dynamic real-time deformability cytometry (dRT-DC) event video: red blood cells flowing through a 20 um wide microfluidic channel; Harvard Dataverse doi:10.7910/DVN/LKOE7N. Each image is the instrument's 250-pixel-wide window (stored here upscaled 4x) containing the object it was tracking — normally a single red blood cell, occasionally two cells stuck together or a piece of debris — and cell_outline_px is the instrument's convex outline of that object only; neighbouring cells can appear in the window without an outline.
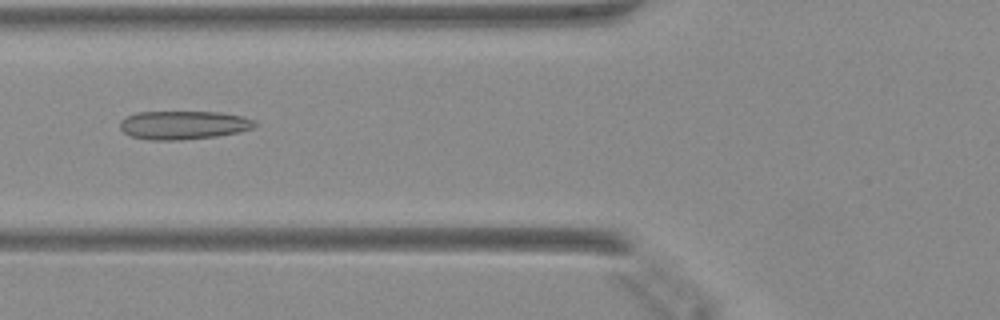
{"species": "Egyptian fruit bat (a non-hibernating species)", "species_latin": "Rousettus aegyptiacus", "temperature_condition": "warm", "stored_images_in_passage": 36, "camera_frame_rate_fps": 3000, "um_per_image_px": 0.085, "animal": {"sex": "female"}, "frame": {"image": 1, "passage_image": 7, "time_ms": 2.0, "image_size_px": [1000, 320], "cell_outline_px": [[260, 124], [252, 128], [240, 132], [216, 136], [180, 140], [148, 140], [132, 136], [124, 132], [120, 128], [120, 120], [136, 112], [220, 112], [244, 116], [256, 120]], "centroid_in_image_um": [15.64, 10.62], "position_along_channel_um": 110.2, "area_um2": 22.6}}
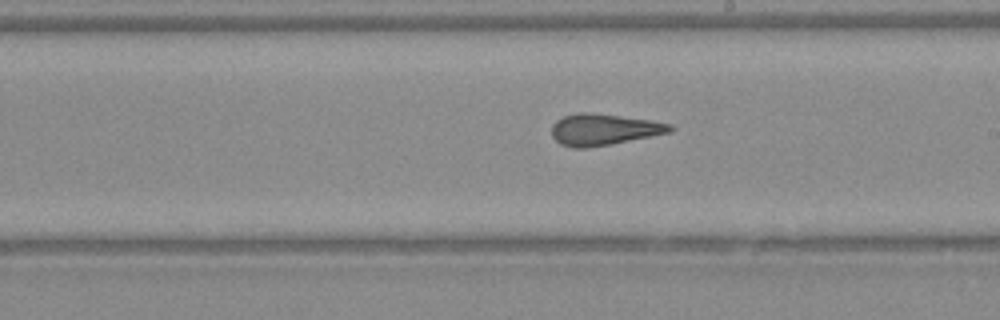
{"frame": {"image": 2, "passage_image": 16, "time_ms": 5.0, "image_size_px": [1000, 320], "cell_outline_px": [[676, 128], [672, 132], [608, 144], [584, 148], [572, 148], [560, 144], [552, 136], [552, 124], [556, 120], [564, 116], [580, 112], [592, 112], [652, 120], [672, 124]], "centroid_in_image_um": [51.33, 10.99], "position_along_channel_um": 237.7, "area_um2": 21.68}}
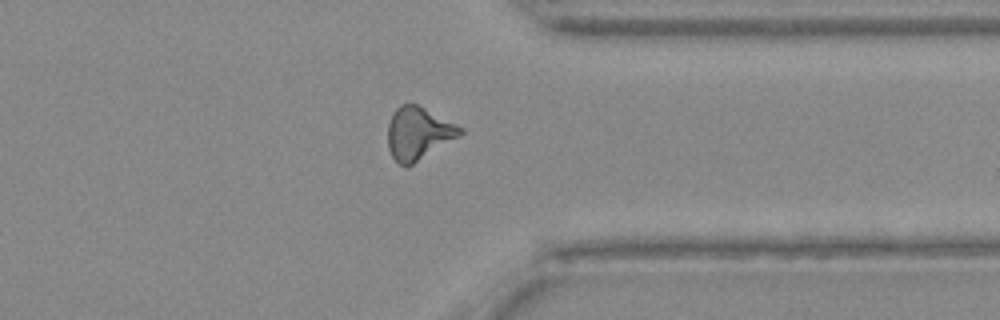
{"frame": {"image": 3, "passage_image": 26, "time_ms": 8.333, "image_size_px": [1000, 320], "cell_outline_px": [[464, 132], [460, 136], [412, 164], [400, 164], [392, 156], [388, 148], [388, 124], [396, 108], [400, 104], [416, 104], [464, 128]], "centroid_in_image_um": [35.57, 11.32], "position_along_channel_um": 375.8, "area_um2": 21.73}}